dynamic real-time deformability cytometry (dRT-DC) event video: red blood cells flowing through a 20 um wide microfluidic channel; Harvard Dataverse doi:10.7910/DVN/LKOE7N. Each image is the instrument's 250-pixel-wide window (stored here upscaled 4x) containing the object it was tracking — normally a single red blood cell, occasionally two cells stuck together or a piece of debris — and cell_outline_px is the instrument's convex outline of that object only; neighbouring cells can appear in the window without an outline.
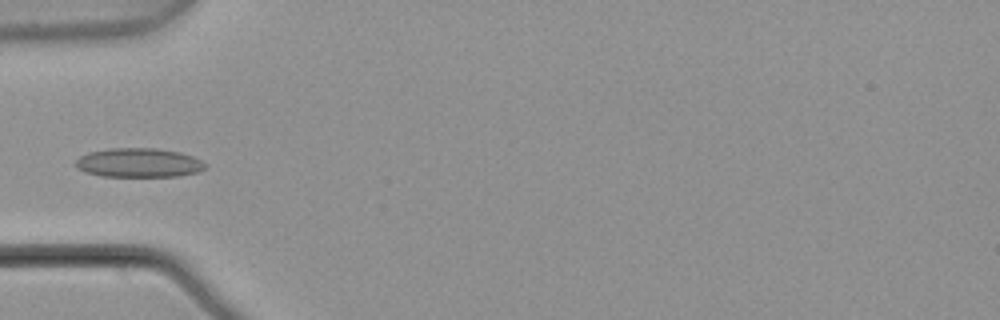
{"species": "common noctule bat (a hibernating species)", "species_latin": "Nyctalus noctula", "temperature_condition": "warm", "stored_images_in_passage": 5, "camera_frame_rate_fps": 3000, "um_per_image_px": 0.085, "animal": {"sex": "male", "body_mass_g": 21.5, "forearm_length_mm": 52.0}, "frame": {"image": 1, "passage_image": 5, "time_ms": 1.333, "image_size_px": [1000, 320], "cell_outline_px": [[208, 164], [204, 168], [196, 172], [180, 176], [104, 176], [84, 172], [76, 168], [72, 164], [80, 156], [88, 152], [112, 148], [156, 148], [180, 152], [192, 156]], "centroid_in_image_um": [11.75, 13.83], "position_along_channel_um": 73.2, "area_um2": 22.08}}